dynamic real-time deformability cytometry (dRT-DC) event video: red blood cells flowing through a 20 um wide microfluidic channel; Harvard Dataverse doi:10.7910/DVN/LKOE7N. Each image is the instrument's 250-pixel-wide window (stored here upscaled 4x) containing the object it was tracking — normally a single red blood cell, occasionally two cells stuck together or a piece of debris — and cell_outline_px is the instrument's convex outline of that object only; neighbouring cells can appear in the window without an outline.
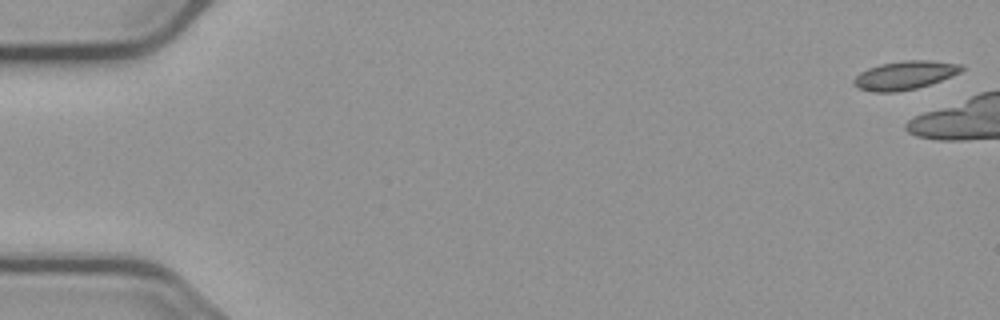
{"species": "common noctule bat (a hibernating species)", "species_latin": "Nyctalus noctula", "temperature_condition": "cold", "stored_images_in_passage": 5, "camera_frame_rate_fps": 3000, "um_per_image_px": 0.085, "animal": {"sex": "male", "body_mass_g": 23.1, "forearm_length_mm": 52.7}, "frame": {"image": 1, "passage_image": 1, "time_ms": 0.0, "image_size_px": [1000, 320], "cell_outline_px": [[964, 68], [960, 72], [952, 76], [916, 88], [896, 92], [872, 92], [856, 88], [852, 84], [852, 80], [860, 72], [868, 68], [880, 64], [904, 60], [928, 60], [964, 64]], "centroid_in_image_um": [76.87, 6.39], "position_along_channel_um": 8.1, "area_um2": 18.03}}